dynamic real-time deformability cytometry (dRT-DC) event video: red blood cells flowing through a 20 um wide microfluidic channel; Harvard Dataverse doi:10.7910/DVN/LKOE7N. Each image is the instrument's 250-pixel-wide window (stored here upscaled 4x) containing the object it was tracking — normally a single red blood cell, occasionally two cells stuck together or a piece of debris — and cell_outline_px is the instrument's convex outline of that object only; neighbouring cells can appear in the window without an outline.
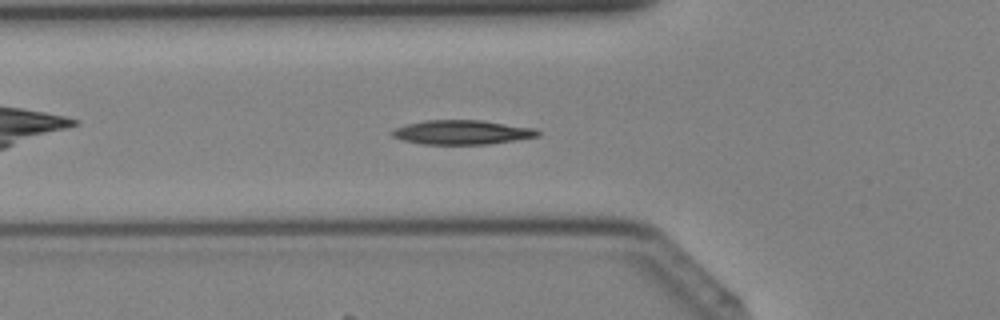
{"species": "Egyptian fruit bat (a non-hibernating species)", "species_latin": "Rousettus aegyptiacus", "temperature_condition": "cold", "stored_images_in_passage": 32, "camera_frame_rate_fps": 3000, "um_per_image_px": 0.085, "animal": {"sex": "female"}, "frame": {"image": 1, "passage_image": 6, "time_ms": 1.667, "image_size_px": [1000, 320], "cell_outline_px": [[540, 136], [516, 140], [488, 144], [424, 144], [404, 140], [392, 136], [392, 132], [396, 128], [404, 124], [424, 120], [484, 120], [536, 128], [540, 132]], "centroid_in_image_um": [39.32, 11.23], "position_along_channel_um": 86.5, "area_um2": 20.69}}
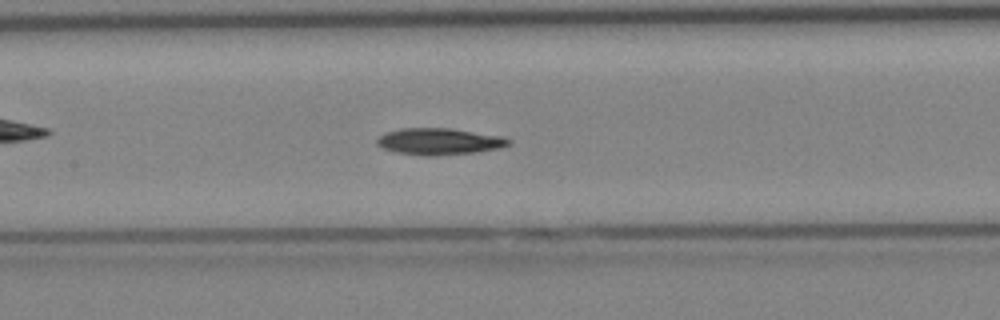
{"frame": {"image": 2, "passage_image": 11, "time_ms": 3.333, "image_size_px": [1000, 320], "cell_outline_px": [[512, 144], [500, 148], [476, 152], [436, 156], [424, 156], [396, 152], [380, 148], [376, 144], [376, 140], [380, 136], [388, 132], [400, 128], [448, 128], [500, 136], [512, 140]], "centroid_in_image_um": [37.32, 12.04], "position_along_channel_um": 170.1, "area_um2": 20.46}}
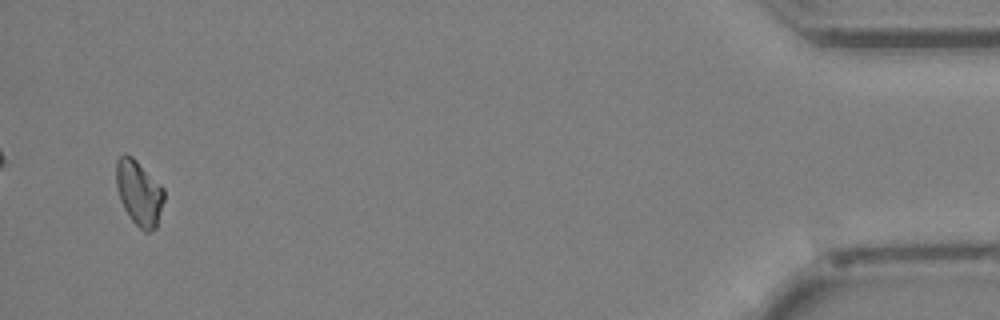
{"frame": {"image": 3, "passage_image": 31, "time_ms": 10.0, "image_size_px": [1000, 320], "cell_outline_px": [[164, 200], [156, 228], [148, 232], [144, 232], [132, 220], [124, 208], [120, 200], [116, 184], [116, 160], [124, 152], [132, 156], [164, 188]], "centroid_in_image_um": [11.81, 16.38], "position_along_channel_um": 423.4, "area_um2": 18.09}}